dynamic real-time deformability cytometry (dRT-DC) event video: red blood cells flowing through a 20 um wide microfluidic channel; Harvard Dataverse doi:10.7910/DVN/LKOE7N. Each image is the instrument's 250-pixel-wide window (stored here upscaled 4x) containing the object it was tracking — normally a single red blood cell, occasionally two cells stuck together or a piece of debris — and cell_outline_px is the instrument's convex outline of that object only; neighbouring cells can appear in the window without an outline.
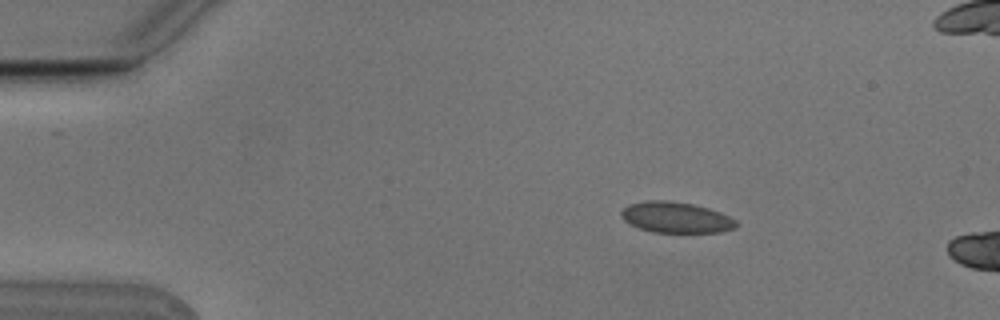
{"species": "Egyptian fruit bat (a non-hibernating species)", "species_latin": "Rousettus aegyptiacus", "temperature_condition": "cold", "stored_images_in_passage": 5, "camera_frame_rate_fps": 3000, "um_per_image_px": 0.085, "animal": {"sex": "male"}, "frame": {"image": 1, "passage_image": 2, "time_ms": 0.333, "image_size_px": [1000, 320], "cell_outline_px": [[736, 228], [720, 232], [652, 232], [640, 228], [624, 220], [620, 216], [620, 212], [628, 204], [648, 200], [668, 200], [692, 204], [708, 208], [720, 212], [736, 220]], "centroid_in_image_um": [57.44, 18.47], "position_along_channel_um": 27.6, "area_um2": 20.58}}